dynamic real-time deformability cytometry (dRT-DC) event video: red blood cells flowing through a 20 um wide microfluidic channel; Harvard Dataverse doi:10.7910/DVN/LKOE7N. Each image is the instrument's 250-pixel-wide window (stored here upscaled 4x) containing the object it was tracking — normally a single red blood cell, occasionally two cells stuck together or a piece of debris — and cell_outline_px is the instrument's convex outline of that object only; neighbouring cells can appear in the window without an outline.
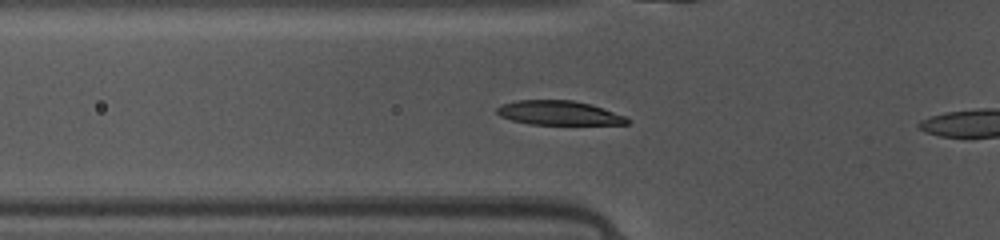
{"species": "common noctule bat (a hibernating species)", "species_latin": "Nyctalus noctula", "temperature_condition": "warm", "stored_images_in_passage": 45, "camera_frame_rate_fps": 3000, "um_per_image_px": 0.085, "animal": {"sex": "female", "body_mass_g": 10.0, "forearm_length_mm": 53.1}, "frame": {"image": 1, "passage_image": 12, "time_ms": 3.667, "image_size_px": [1000, 240], "cell_outline_px": [[632, 120], [628, 124], [532, 124], [512, 120], [500, 116], [496, 112], [496, 108], [500, 104], [516, 100], [572, 100], [588, 104], [624, 116]], "centroid_in_image_um": [47.44, 9.59], "position_along_channel_um": 78.4, "area_um2": 18.15}}
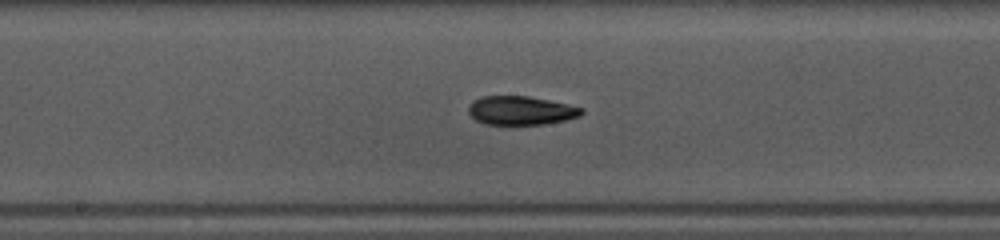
{"frame": {"image": 2, "passage_image": 21, "time_ms": 6.667, "image_size_px": [1000, 240], "cell_outline_px": [[584, 112], [580, 116], [564, 120], [544, 124], [484, 124], [476, 120], [468, 112], [468, 108], [472, 100], [484, 96], [528, 96], [568, 104], [584, 108]], "centroid_in_image_um": [44.27, 9.39], "position_along_channel_um": 203.9, "area_um2": 18.9}}
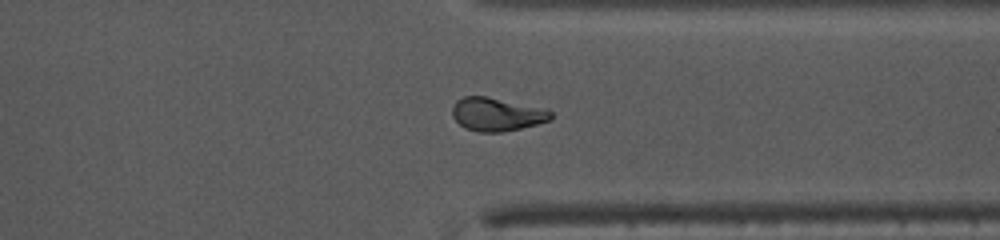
{"frame": {"image": 3, "passage_image": 33, "time_ms": 10.667, "image_size_px": [1000, 240], "cell_outline_px": [[552, 120], [504, 132], [476, 132], [464, 128], [452, 116], [452, 108], [456, 100], [464, 96], [488, 96], [548, 108], [552, 112]], "centroid_in_image_um": [42.25, 9.7], "position_along_channel_um": 369.2, "area_um2": 19.54}, "authors_computed_cell_mechanics": {"area_um2": 19.0162, "velocity_mm_per_s": 4.1433, "shape_relaxation_time_tau1_ms": 3.2795, "shape_relaxation_time_tau2_ms": 6.9012, "deformation_change_tau1": 0.1565, "deformation_change_tau2": 0.0761}}